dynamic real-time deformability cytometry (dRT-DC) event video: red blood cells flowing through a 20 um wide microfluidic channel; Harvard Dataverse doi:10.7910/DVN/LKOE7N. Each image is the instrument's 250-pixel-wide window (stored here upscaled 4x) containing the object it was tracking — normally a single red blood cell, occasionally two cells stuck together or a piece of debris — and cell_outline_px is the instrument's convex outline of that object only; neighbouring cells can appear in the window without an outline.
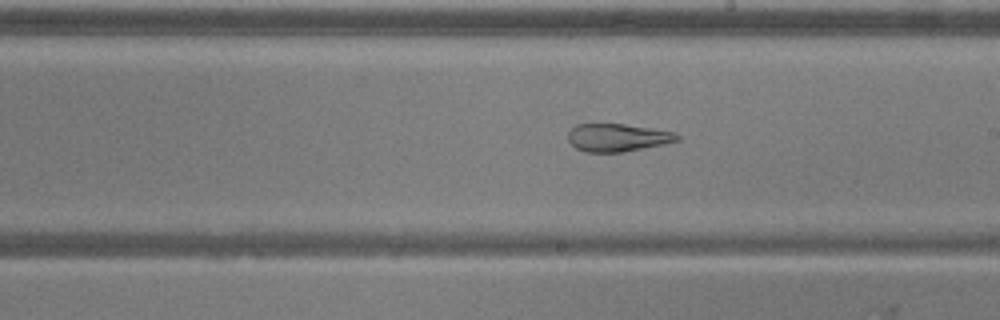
{"species": "common noctule bat (a hibernating species)", "species_latin": "Nyctalus noctula", "temperature_condition": "warm", "stored_images_in_passage": 39, "camera_frame_rate_fps": 3000, "um_per_image_px": 0.085, "animal": {"sex": "male", "body_mass_g": 20.5, "forearm_length_mm": 52.5}, "frame": {"image": 1, "passage_image": 17, "time_ms": 5.333, "image_size_px": [1000, 320], "cell_outline_px": [[680, 140], [664, 144], [624, 152], [584, 152], [576, 148], [568, 140], [568, 132], [576, 124], [624, 124], [672, 132], [680, 136]], "centroid_in_image_um": [52.46, 11.7], "position_along_channel_um": 236.5, "area_um2": 17.57}}
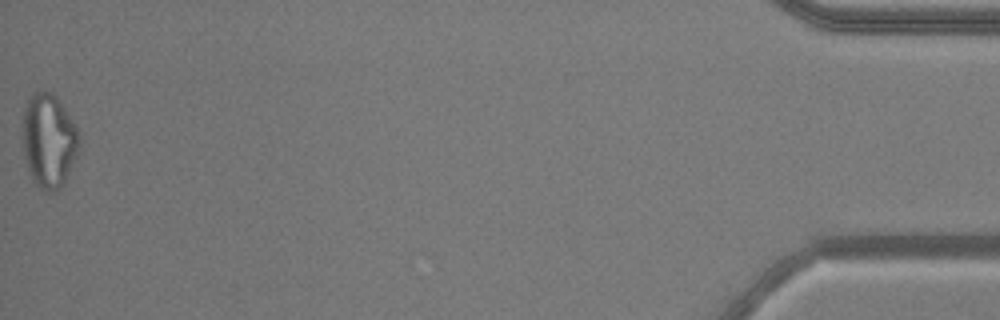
{"frame": {"image": 2, "passage_image": 39, "time_ms": 12.667, "image_size_px": [1000, 320], "cell_outline_px": [[80, 148], [64, 184], [60, 188], [52, 192], [44, 192], [32, 180], [24, 156], [20, 136], [24, 108], [28, 100], [36, 92], [52, 92], [56, 96], [80, 132]], "centroid_in_image_um": [4.14, 11.98], "position_along_channel_um": 431.1, "area_um2": 31.5}, "authors_computed_cell_mechanics": {"area_um2": 21.9062, "velocity_mm_per_s": 3.9604, "shape_relaxation_time_tau1_ms": null, "shape_relaxation_time_tau2_ms": 2.2548, "deformation_change_tau1": null, "deformation_change_tau2": 0.1164}}